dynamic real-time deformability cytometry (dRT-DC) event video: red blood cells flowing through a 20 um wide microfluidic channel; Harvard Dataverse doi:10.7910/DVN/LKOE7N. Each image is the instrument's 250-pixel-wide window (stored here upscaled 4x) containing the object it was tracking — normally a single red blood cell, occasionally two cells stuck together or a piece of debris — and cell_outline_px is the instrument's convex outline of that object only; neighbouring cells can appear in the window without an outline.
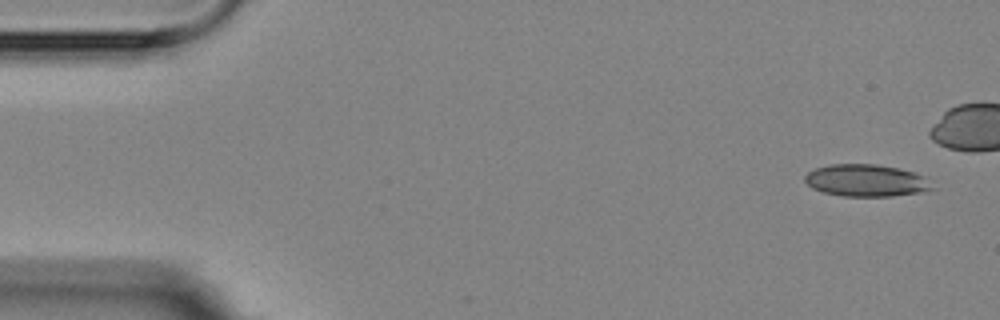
{"species": "Egyptian fruit bat (a non-hibernating species)", "species_latin": "Rousettus aegyptiacus", "temperature_condition": "room temperature", "stored_images_in_passage": 7, "camera_frame_rate_fps": 3000, "um_per_image_px": 0.085, "animal": {"sex": "female"}, "frame": {"image": 1, "passage_image": 1, "time_ms": 0.0, "image_size_px": [1000, 320], "cell_outline_px": [[936, 188], [920, 192], [892, 196], [844, 196], [824, 192], [812, 188], [804, 180], [804, 176], [808, 172], [816, 168], [828, 164], [876, 164], [900, 168], [916, 172], [924, 176]], "centroid_in_image_um": [73.64, 15.33], "position_along_channel_um": 11.4, "area_um2": 23.93}}
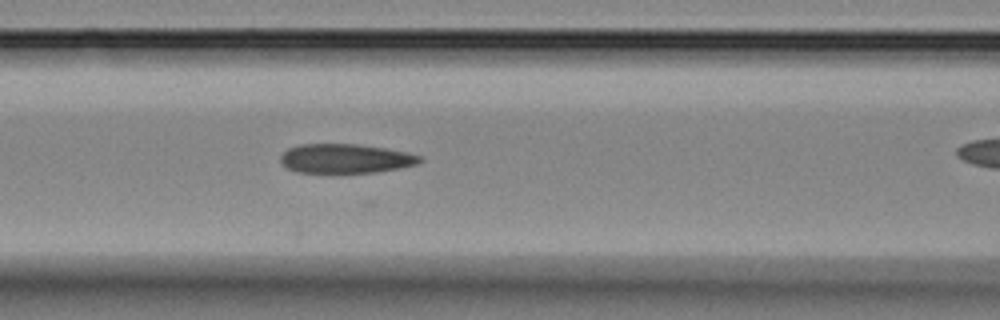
{"frame": {"image": 2, "passage_image": 6, "time_ms": 6.667, "image_size_px": [1000, 320], "cell_outline_px": [[424, 160], [416, 164], [396, 168], [372, 172], [296, 172], [288, 168], [280, 160], [280, 156], [288, 148], [300, 144], [356, 144], [384, 148], [408, 152], [420, 156]], "centroid_in_image_um": [29.35, 13.46], "position_along_channel_um": 137.3, "area_um2": 23.41}}